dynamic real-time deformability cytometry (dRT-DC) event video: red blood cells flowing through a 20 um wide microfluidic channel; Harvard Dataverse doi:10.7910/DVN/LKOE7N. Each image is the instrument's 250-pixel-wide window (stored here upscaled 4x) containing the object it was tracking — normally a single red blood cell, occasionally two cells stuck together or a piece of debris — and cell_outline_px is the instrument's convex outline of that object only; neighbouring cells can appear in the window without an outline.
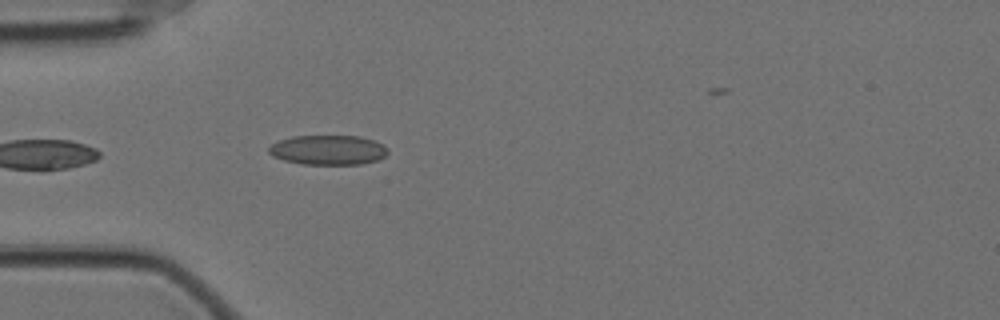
{"species": "Egyptian fruit bat (a non-hibernating species)", "species_latin": "Rousettus aegyptiacus", "temperature_condition": "cold", "stored_images_in_passage": 26, "camera_frame_rate_fps": 3000, "um_per_image_px": 0.085, "animal": {"sex": "female"}, "frame": {"image": 1, "passage_image": 1, "time_ms": 0.0, "image_size_px": [1000, 320], "cell_outline_px": [[388, 152], [380, 160], [360, 164], [304, 164], [284, 160], [272, 156], [268, 152], [268, 148], [272, 144], [280, 140], [292, 136], [360, 136], [384, 144], [388, 148]], "centroid_in_image_um": [27.91, 12.75], "position_along_channel_um": 57.1, "area_um2": 20.63}}